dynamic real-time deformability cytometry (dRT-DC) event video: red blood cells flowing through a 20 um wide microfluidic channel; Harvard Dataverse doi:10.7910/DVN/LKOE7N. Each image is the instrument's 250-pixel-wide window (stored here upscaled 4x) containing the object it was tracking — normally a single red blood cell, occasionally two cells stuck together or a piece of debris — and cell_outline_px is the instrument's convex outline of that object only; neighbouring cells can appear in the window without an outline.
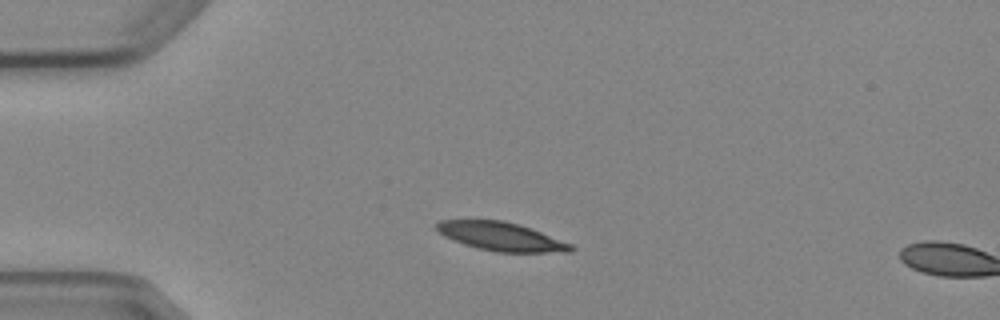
{"species": "Egyptian fruit bat (a non-hibernating species)", "species_latin": "Rousettus aegyptiacus", "temperature_condition": "cold", "stored_images_in_passage": 3, "camera_frame_rate_fps": 3000, "um_per_image_px": 0.085, "animal": {"sex": "female"}, "frame": {"image": 1, "passage_image": 2, "time_ms": 1.0, "image_size_px": [1000, 320], "cell_outline_px": [[576, 248], [572, 252], [496, 252], [476, 248], [464, 244], [444, 236], [436, 228], [436, 224], [440, 220], [504, 220], [520, 224], [572, 244]], "centroid_in_image_um": [42.62, 20.11], "position_along_channel_um": 42.4, "area_um2": 22.31}}